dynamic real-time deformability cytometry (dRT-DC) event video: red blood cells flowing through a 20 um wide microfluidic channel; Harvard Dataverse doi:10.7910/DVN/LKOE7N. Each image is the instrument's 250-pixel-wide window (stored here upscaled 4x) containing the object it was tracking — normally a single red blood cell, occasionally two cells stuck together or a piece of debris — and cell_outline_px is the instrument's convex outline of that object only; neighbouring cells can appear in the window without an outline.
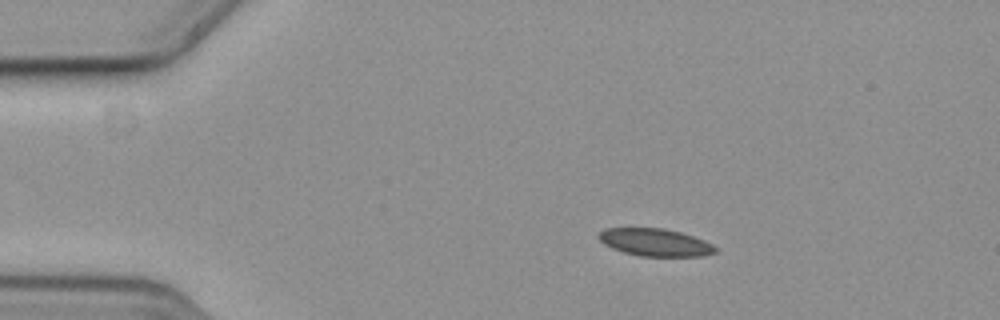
{"species": "common noctule bat (a hibernating species)", "species_latin": "Nyctalus noctula", "temperature_condition": "cold", "stored_images_in_passage": 48, "camera_frame_rate_fps": 3000, "um_per_image_px": 0.085, "animal": {"sex": "female", "body_mass_g": 19.3, "forearm_length_mm": 54.1}, "frame": {"image": 1, "passage_image": 1, "time_ms": 0.0, "image_size_px": [1000, 320], "cell_outline_px": [[716, 252], [704, 256], [640, 256], [624, 252], [612, 248], [604, 244], [596, 236], [604, 228], [664, 228], [680, 232], [704, 240], [712, 244], [716, 248]], "centroid_in_image_um": [55.67, 20.6], "position_along_channel_um": 29.3, "area_um2": 18.67}}
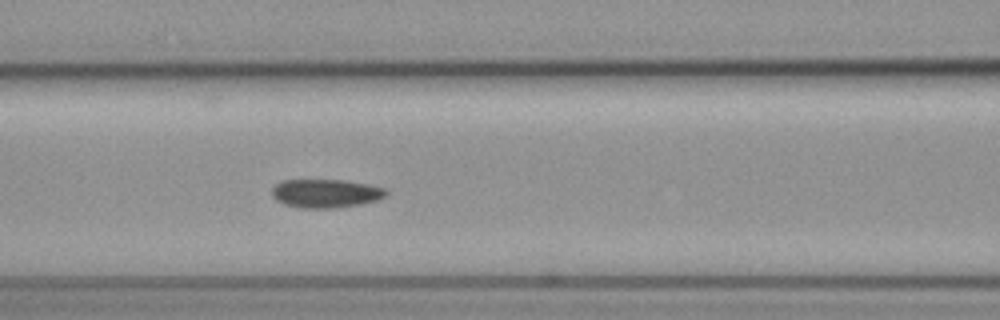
{"frame": {"image": 2, "passage_image": 15, "time_ms": 4.667, "image_size_px": [1000, 320], "cell_outline_px": [[388, 192], [380, 200], [360, 204], [336, 208], [300, 208], [284, 204], [276, 200], [272, 196], [272, 188], [276, 184], [284, 180], [344, 180], [368, 184], [384, 188]], "centroid_in_image_um": [27.69, 16.44], "position_along_channel_um": 138.9, "area_um2": 19.07}}
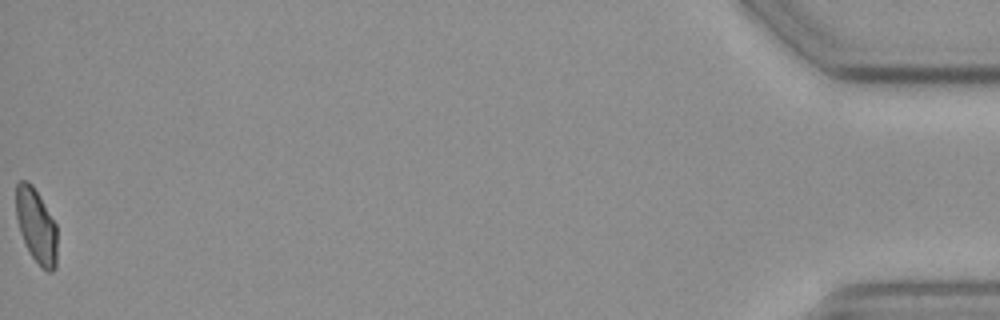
{"frame": {"image": 3, "passage_image": 48, "time_ms": 15.667, "image_size_px": [1000, 320], "cell_outline_px": [[56, 268], [52, 272], [48, 272], [40, 268], [28, 252], [24, 244], [20, 232], [16, 216], [16, 184], [20, 180], [28, 180], [32, 184], [56, 224]], "centroid_in_image_um": [3.07, 19.23], "position_along_channel_um": 432.1, "area_um2": 18.03}, "authors_computed_cell_mechanics": {"area_um2": 18.9584, "velocity_mm_per_s": 3.6382, "shape_relaxation_time_tau1_ms": 11.0424, "shape_relaxation_time_tau2_ms": 6.8522, "deformation_change_tau1": 0.1399, "deformation_change_tau2": 0.0946}}